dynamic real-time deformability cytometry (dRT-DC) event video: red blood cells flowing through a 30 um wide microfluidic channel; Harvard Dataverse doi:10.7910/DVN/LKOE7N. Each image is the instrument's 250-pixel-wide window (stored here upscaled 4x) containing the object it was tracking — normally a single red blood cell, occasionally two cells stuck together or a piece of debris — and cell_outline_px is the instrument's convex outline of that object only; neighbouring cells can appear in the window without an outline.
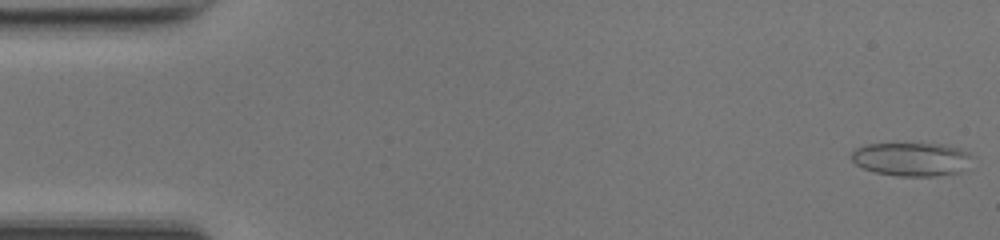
{"species": "common noctule bat (a hibernating species)", "species_latin": "Nyctalus noctula", "temperature_condition": "room temperature", "stored_images_in_passage": 50, "segment_of_instrument_passage": [1, 2], "camera_frame_rate_fps": 3000, "um_per_image_px": 0.085, "animal": {"sex": "female", "body_mass_g": 17.0, "forearm_length_mm": 48.0}, "frame": {"image": 1, "passage_image": 1, "time_ms": 0.0, "image_size_px": [1000, 240], "cell_outline_px": [[976, 156], [968, 168], [960, 172], [936, 176], [896, 176], [876, 172], [864, 168], [856, 164], [852, 160], [852, 152], [856, 148], [864, 144], [944, 144], [960, 148]], "centroid_in_image_um": [77.57, 13.53], "position_along_channel_um": 7.4, "area_um2": 23.93}}
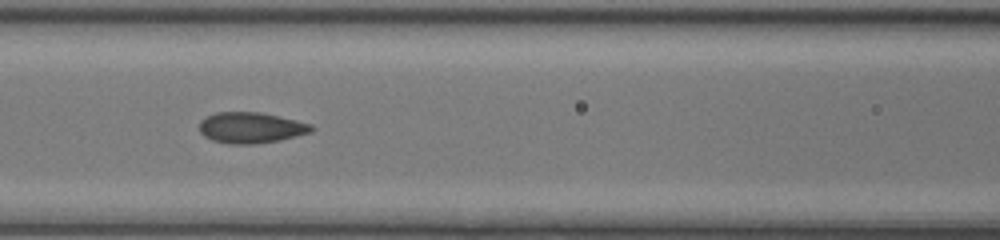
{"frame": {"image": 2, "passage_image": 21, "time_ms": 6.667, "image_size_px": [1000, 240], "cell_outline_px": [[316, 128], [312, 132], [280, 140], [256, 144], [228, 144], [212, 140], [204, 136], [200, 132], [200, 120], [216, 112], [260, 112], [296, 120], [312, 124]], "centroid_in_image_um": [21.35, 10.86], "position_along_channel_um": 145.3, "area_um2": 20.29}}
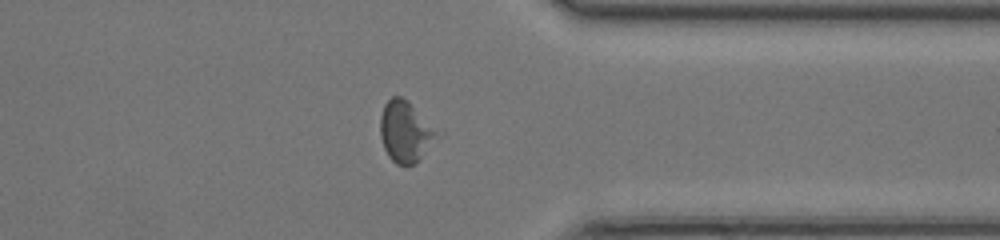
{"frame": {"image": 3, "passage_image": 38, "time_ms": 12.333, "image_size_px": [1000, 240], "cell_outline_px": [[432, 132], [416, 164], [396, 164], [388, 156], [384, 148], [380, 136], [380, 116], [384, 104], [392, 96], [400, 96], [408, 100]], "centroid_in_image_um": [34.24, 11.16], "position_along_channel_um": 377.2, "area_um2": 18.26}}